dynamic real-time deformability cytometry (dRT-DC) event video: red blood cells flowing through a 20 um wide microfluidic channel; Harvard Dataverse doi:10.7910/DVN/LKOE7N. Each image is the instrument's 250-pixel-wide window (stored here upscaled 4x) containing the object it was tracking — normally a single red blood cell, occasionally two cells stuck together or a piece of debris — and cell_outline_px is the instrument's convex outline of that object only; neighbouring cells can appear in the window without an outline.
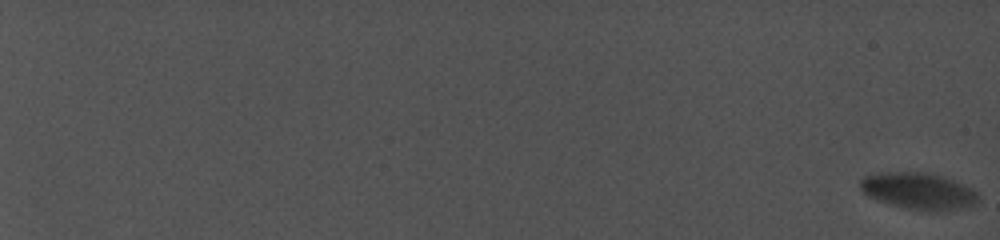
{"species": "common noctule bat (a hibernating species)", "species_latin": "Nyctalus noctula", "temperature_condition": "cold", "stored_images_in_passage": 54, "camera_frame_rate_fps": 5000, "um_per_image_px": 0.085, "animal": {"sex": "female", "body_mass_g": 19.0, "forearm_length_mm": 56.7}, "frame": {"image": 1, "passage_image": 1, "time_ms": 0.0, "image_size_px": [1000, 240], "cell_outline_px": [[976, 200], [972, 204], [948, 208], [916, 208], [896, 204], [872, 196], [864, 192], [860, 184], [864, 180], [880, 176], [916, 176], [948, 184], [960, 188], [976, 196]], "centroid_in_image_um": [77.94, 16.34], "position_along_channel_um": 7.1, "area_um2": 19.19}}
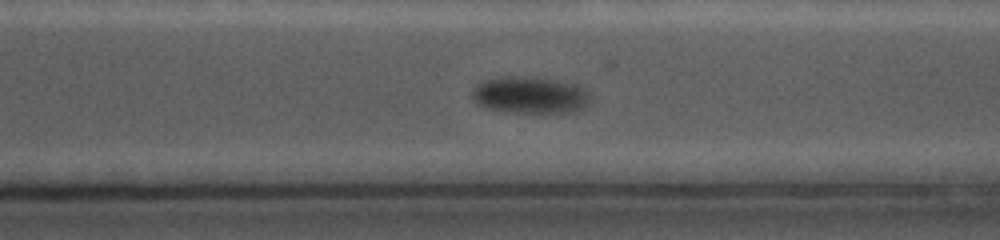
{"frame": {"image": 2, "passage_image": 45, "time_ms": 18.2, "image_size_px": [1000, 240], "cell_outline_px": [[588, 104], [580, 108], [568, 112], [504, 112], [488, 108], [480, 104], [472, 96], [472, 92], [480, 84], [488, 80], [504, 76], [536, 76], [556, 80], [572, 84], [584, 88], [588, 92]], "centroid_in_image_um": [45.06, 8.07], "position_along_channel_um": 325.5, "area_um2": 24.85}}
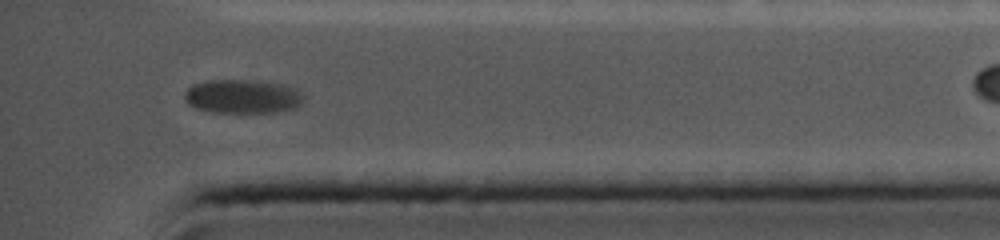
{"frame": {"image": 3, "passage_image": 52, "time_ms": 20.6, "image_size_px": [1000, 240], "cell_outline_px": [[304, 100], [300, 104], [292, 108], [276, 112], [212, 112], [196, 108], [184, 96], [188, 88], [192, 84], [212, 80], [256, 80], [280, 84], [292, 88], [300, 92], [304, 96]], "centroid_in_image_um": [20.63, 8.19], "position_along_channel_um": 414.6, "area_um2": 23.12}}